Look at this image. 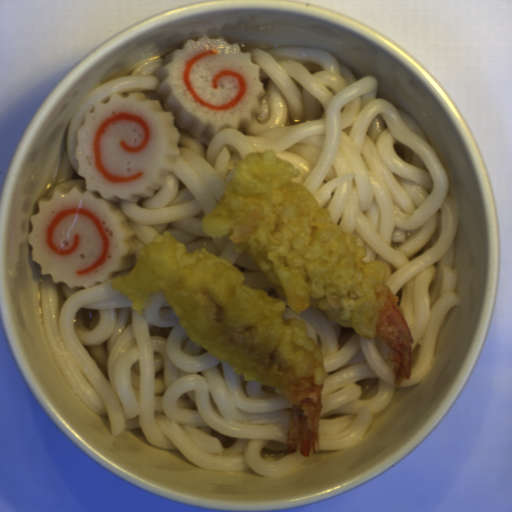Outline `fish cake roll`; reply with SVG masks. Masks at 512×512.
Segmentation results:
<instances>
[{
  "mask_svg": "<svg viewBox=\"0 0 512 512\" xmlns=\"http://www.w3.org/2000/svg\"><path fill=\"white\" fill-rule=\"evenodd\" d=\"M165 58L156 71L164 106L142 92L97 102L74 150L84 189L55 188L30 216L31 259L53 283L88 289L130 269L135 230L118 203L149 199L163 185L180 154L178 127L211 140L261 113L260 67L238 43L205 35Z\"/></svg>",
  "mask_w": 512,
  "mask_h": 512,
  "instance_id": "fish-cake-roll-1",
  "label": "fish cake roll"
}]
</instances>
